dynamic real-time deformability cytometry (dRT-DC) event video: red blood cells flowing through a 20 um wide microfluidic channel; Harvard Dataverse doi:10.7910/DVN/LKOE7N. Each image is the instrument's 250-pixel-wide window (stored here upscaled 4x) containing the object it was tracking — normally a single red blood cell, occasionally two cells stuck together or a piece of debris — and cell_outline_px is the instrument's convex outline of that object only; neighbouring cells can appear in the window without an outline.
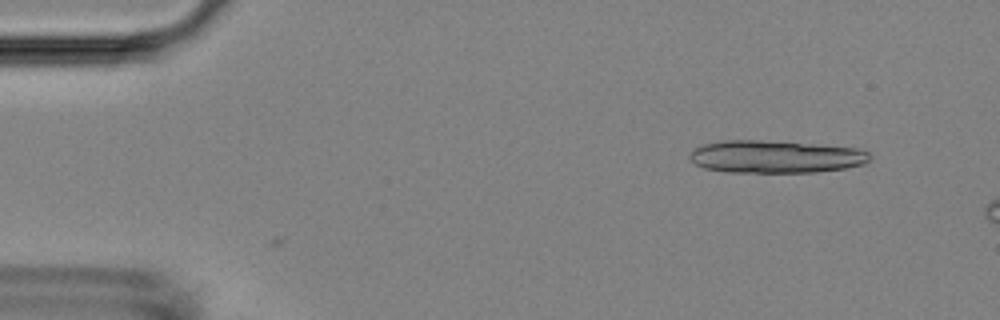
{"species": "Egyptian fruit bat (a non-hibernating species)", "species_latin": "Rousettus aegyptiacus", "temperature_condition": "room temperature", "stored_images_in_passage": 4, "camera_frame_rate_fps": 3000, "um_per_image_px": 0.085, "animal": {"sex": "female"}, "frame": {"image": 1, "passage_image": 4, "time_ms": 1.0, "image_size_px": [1000, 320], "cell_outline_px": [[872, 156], [864, 164], [844, 168], [816, 172], [724, 172], [704, 168], [696, 164], [688, 156], [692, 148], [704, 144], [724, 140], [760, 140], [812, 144], [860, 148], [868, 152]], "centroid_in_image_um": [65.9, 13.32], "position_along_channel_um": 19.1, "area_um2": 34.28}}